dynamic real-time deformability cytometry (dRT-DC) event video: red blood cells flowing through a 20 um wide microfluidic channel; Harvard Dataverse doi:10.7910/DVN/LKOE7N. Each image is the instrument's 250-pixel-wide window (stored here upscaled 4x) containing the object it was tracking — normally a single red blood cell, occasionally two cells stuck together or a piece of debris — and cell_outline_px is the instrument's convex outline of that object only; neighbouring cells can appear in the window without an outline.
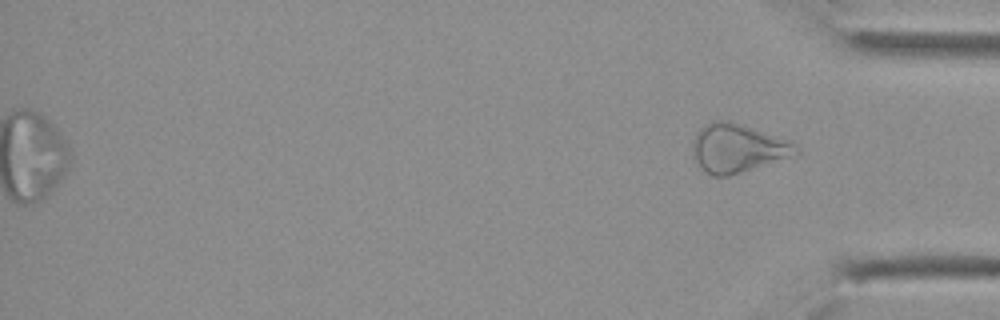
{"species": "Egyptian fruit bat (a non-hibernating species)", "species_latin": "Rousettus aegyptiacus", "temperature_condition": "cold", "stored_images_in_passage": 30, "segment_of_instrument_passage": [2, 2], "camera_frame_rate_fps": 3000, "um_per_image_px": 0.085, "animal": {"sex": "female"}, "frame": {"image": 1, "passage_image": 30, "time_ms": 9.667, "image_size_px": [1000, 320], "cell_outline_px": [[800, 152], [796, 156], [728, 176], [712, 176], [704, 172], [700, 168], [696, 160], [692, 148], [692, 144], [696, 132], [704, 124], [712, 120], [720, 120], [744, 124], [792, 140], [800, 148]], "centroid_in_image_um": [62.75, 12.58], "position_along_channel_um": 372.4, "area_um2": 29.88}}